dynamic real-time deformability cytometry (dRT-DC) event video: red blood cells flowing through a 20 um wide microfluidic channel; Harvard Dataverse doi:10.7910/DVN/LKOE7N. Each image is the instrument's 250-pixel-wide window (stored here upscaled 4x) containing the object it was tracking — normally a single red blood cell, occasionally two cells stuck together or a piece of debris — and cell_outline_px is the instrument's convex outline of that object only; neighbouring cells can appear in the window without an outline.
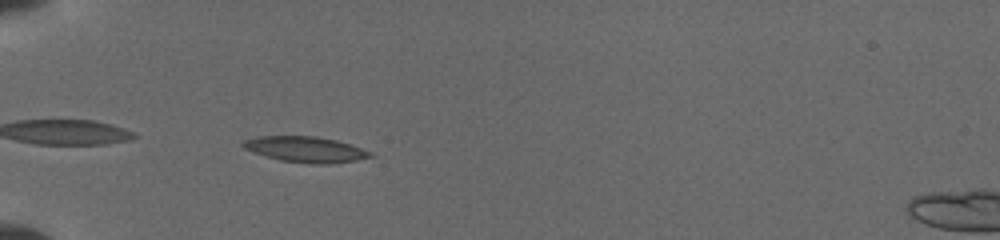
{"species": "common noctule bat (a hibernating species)", "species_latin": "Nyctalus noctula", "temperature_condition": "cold", "stored_images_in_passage": 29, "camera_frame_rate_fps": 3000, "um_per_image_px": 0.085, "animal": {"sex": "female", "body_mass_g": 19.5, "forearm_length_mm": 54.1}, "frame": {"image": 1, "passage_image": 5, "time_ms": 0.667, "image_size_px": [1000, 240], "cell_outline_px": [[376, 156], [356, 160], [328, 164], [312, 164], [280, 160], [252, 152], [244, 148], [240, 144], [244, 140], [256, 136], [316, 136], [336, 140], [372, 152]], "centroid_in_image_um": [25.95, 12.7], "position_along_channel_um": 59.1, "area_um2": 19.07}}
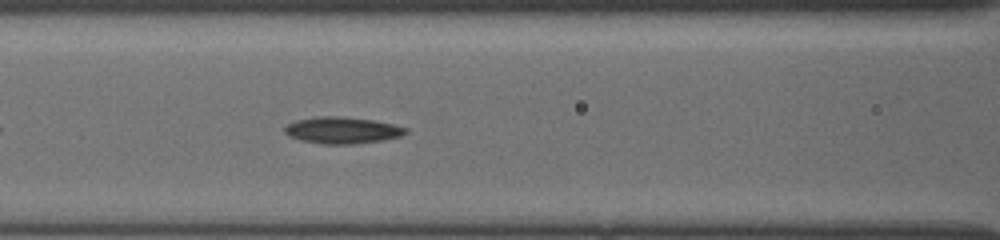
{"frame": {"image": 2, "passage_image": 20, "time_ms": 3.0, "image_size_px": [1000, 240], "cell_outline_px": [[408, 132], [400, 136], [380, 140], [356, 144], [324, 144], [300, 140], [288, 136], [284, 132], [284, 128], [288, 124], [296, 120], [316, 116], [344, 116], [372, 120], [392, 124], [408, 128]], "centroid_in_image_um": [29.06, 11.06], "position_along_channel_um": 137.5, "area_um2": 18.79}}
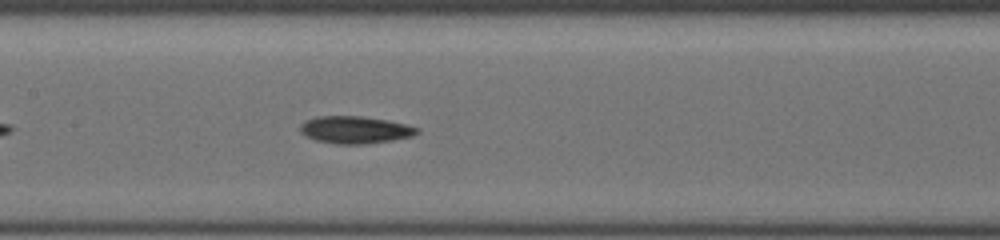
{"frame": {"image": 3, "passage_image": 26, "time_ms": 4.0, "image_size_px": [1000, 240], "cell_outline_px": [[420, 132], [412, 136], [392, 140], [364, 144], [336, 144], [316, 140], [304, 136], [300, 132], [300, 124], [304, 120], [316, 116], [364, 116], [388, 120], [408, 124], [420, 128]], "centroid_in_image_um": [30.18, 11.02], "position_along_channel_um": 177.2, "area_um2": 18.9}}